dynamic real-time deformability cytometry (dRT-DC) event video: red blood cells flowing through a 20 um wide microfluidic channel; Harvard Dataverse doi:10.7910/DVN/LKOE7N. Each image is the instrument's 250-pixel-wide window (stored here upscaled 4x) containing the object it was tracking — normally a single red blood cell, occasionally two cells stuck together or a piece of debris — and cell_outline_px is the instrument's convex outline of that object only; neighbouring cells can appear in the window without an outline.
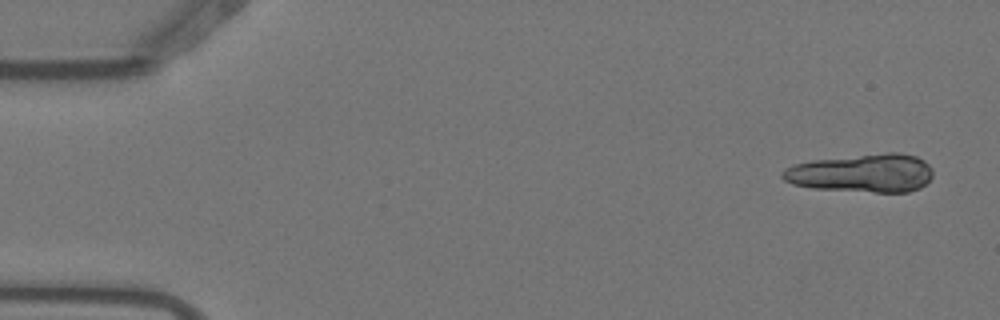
{"species": "Egyptian fruit bat (a non-hibernating species)", "species_latin": "Rousettus aegyptiacus", "temperature_condition": "warm", "stored_images_in_passage": 6, "segment_of_instrument_passage": [1, 2], "camera_frame_rate_fps": 3000, "um_per_image_px": 0.085, "animal": {"sex": "female"}, "frame": {"image": 1, "passage_image": 1, "time_ms": 0.0, "image_size_px": [1000, 320], "cell_outline_px": [[932, 176], [920, 188], [908, 192], [876, 192], [812, 188], [792, 184], [784, 180], [780, 176], [780, 172], [784, 168], [792, 164], [812, 160], [888, 152], [900, 152], [916, 156], [924, 160], [932, 168]], "centroid_in_image_um": [73.25, 14.71], "position_along_channel_um": 11.8, "area_um2": 33.87}}